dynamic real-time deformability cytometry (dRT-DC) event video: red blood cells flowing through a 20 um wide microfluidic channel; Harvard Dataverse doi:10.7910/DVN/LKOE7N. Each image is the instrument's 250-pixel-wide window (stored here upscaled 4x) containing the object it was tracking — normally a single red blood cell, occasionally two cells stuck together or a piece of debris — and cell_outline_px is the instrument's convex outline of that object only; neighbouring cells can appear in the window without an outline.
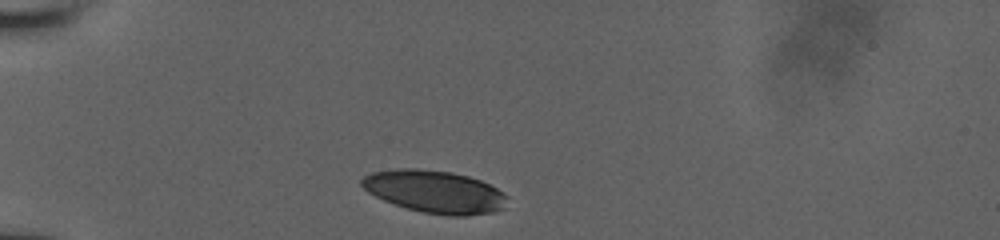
{"species": "human", "species_latin": "Homo sapiens", "temperature_condition": "room temperature", "stored_images_in_passage": 21, "camera_frame_rate_fps": 3000, "um_per_image_px": 0.085, "donor": {"sex": "male"}, "frame": {"image": 1, "passage_image": 1, "time_ms": 0.0, "image_size_px": [1000, 240], "cell_outline_px": [[508, 196], [504, 208], [492, 212], [464, 216], [448, 216], [424, 212], [408, 208], [384, 200], [368, 192], [360, 184], [360, 180], [364, 176], [372, 172], [396, 168], [416, 168], [452, 172], [468, 176], [480, 180], [504, 192]], "centroid_in_image_um": [36.96, 16.28], "position_along_channel_um": 48.0, "area_um2": 36.01}}
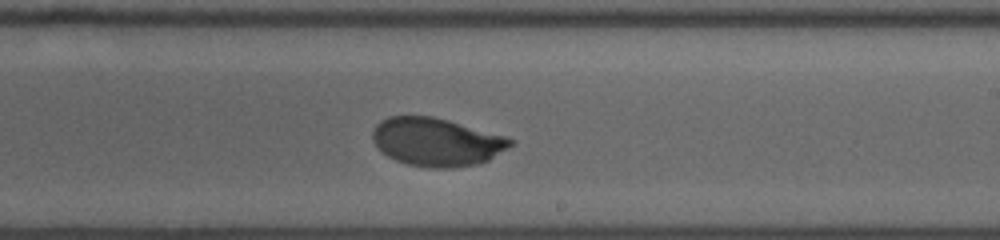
{"frame": {"image": 2, "passage_image": 12, "time_ms": 6.0, "image_size_px": [1000, 240], "cell_outline_px": [[516, 144], [488, 160], [476, 164], [452, 168], [432, 168], [408, 164], [396, 160], [388, 156], [372, 140], [372, 132], [376, 124], [380, 120], [388, 116], [432, 116], [448, 120], [508, 136], [516, 140]], "centroid_in_image_um": [37.16, 12.05], "position_along_channel_um": 251.8, "area_um2": 38.9}}
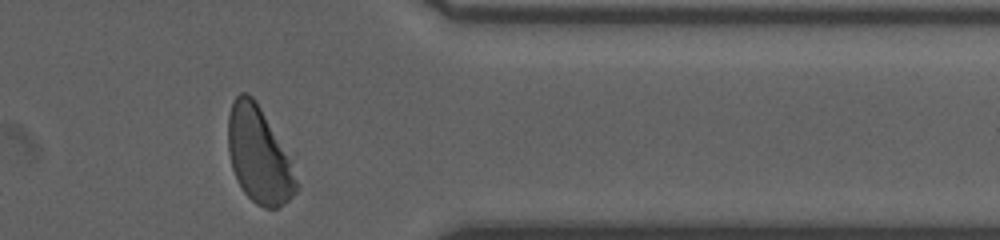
{"frame": {"image": 3, "passage_image": 21, "time_ms": 9.667, "image_size_px": [1000, 240], "cell_outline_px": [[300, 184], [296, 192], [288, 200], [276, 208], [264, 208], [256, 204], [244, 192], [236, 180], [232, 168], [228, 152], [228, 116], [232, 100], [240, 92], [248, 92], [256, 100], [288, 160]], "centroid_in_image_um": [21.95, 13.2], "position_along_channel_um": 389.5, "area_um2": 37.45}}